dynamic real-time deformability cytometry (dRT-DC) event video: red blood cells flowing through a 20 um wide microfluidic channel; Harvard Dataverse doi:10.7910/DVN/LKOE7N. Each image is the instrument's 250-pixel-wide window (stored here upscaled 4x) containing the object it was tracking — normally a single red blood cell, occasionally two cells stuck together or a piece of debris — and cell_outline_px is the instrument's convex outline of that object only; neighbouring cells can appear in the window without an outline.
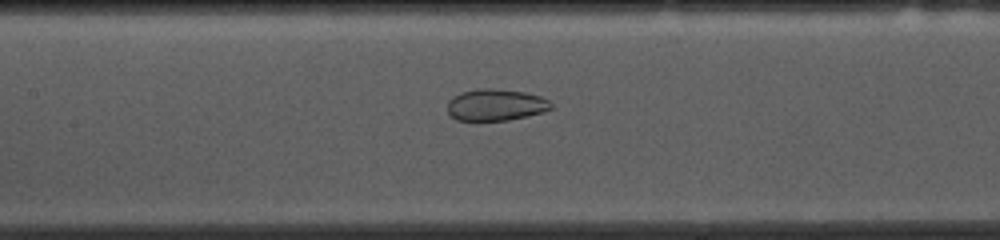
{"species": "common noctule bat (a hibernating species)", "species_latin": "Nyctalus noctula", "temperature_condition": "cold", "stored_images_in_passage": 54, "camera_frame_rate_fps": 3000, "um_per_image_px": 0.085, "animal": {"sex": "female", "body_mass_g": 10.0, "forearm_length_mm": 53.1}, "frame": {"image": 1, "passage_image": 23, "time_ms": 7.333, "image_size_px": [1000, 240], "cell_outline_px": [[552, 108], [544, 112], [528, 116], [508, 120], [456, 120], [448, 112], [448, 100], [452, 96], [460, 92], [480, 88], [492, 88], [524, 92], [540, 96], [548, 100], [552, 104]], "centroid_in_image_um": [42.13, 8.91], "position_along_channel_um": 165.3, "area_um2": 19.19}}
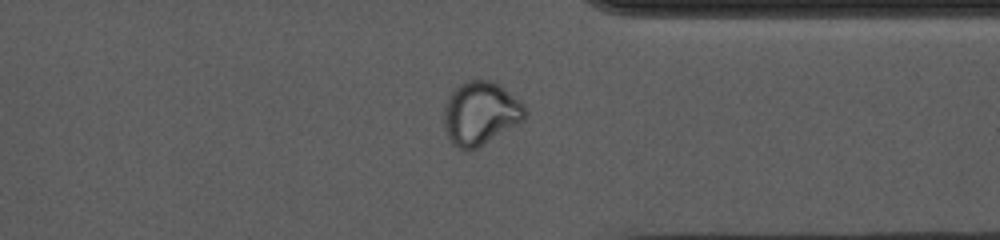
{"frame": {"image": 2, "passage_image": 40, "time_ms": 13.0, "image_size_px": [1000, 240], "cell_outline_px": [[528, 112], [524, 120], [476, 148], [468, 152], [452, 144], [448, 136], [444, 124], [444, 104], [452, 88], [464, 80], [492, 80], [504, 88], [524, 104]], "centroid_in_image_um": [40.82, 9.6], "position_along_channel_um": 370.6, "area_um2": 30.11}}
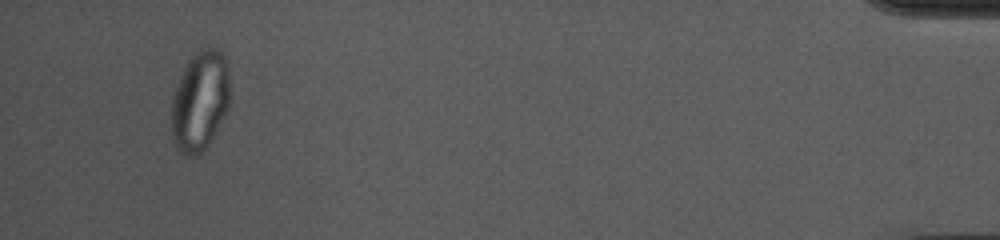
{"frame": {"image": 3, "passage_image": 50, "time_ms": 16.333, "image_size_px": [1000, 240], "cell_outline_px": [[228, 108], [208, 148], [196, 156], [188, 156], [172, 140], [172, 96], [176, 84], [188, 60], [200, 48], [208, 44], [216, 48], [224, 56], [228, 68]], "centroid_in_image_um": [17.0, 8.56], "position_along_channel_um": 418.2, "area_um2": 34.16}}